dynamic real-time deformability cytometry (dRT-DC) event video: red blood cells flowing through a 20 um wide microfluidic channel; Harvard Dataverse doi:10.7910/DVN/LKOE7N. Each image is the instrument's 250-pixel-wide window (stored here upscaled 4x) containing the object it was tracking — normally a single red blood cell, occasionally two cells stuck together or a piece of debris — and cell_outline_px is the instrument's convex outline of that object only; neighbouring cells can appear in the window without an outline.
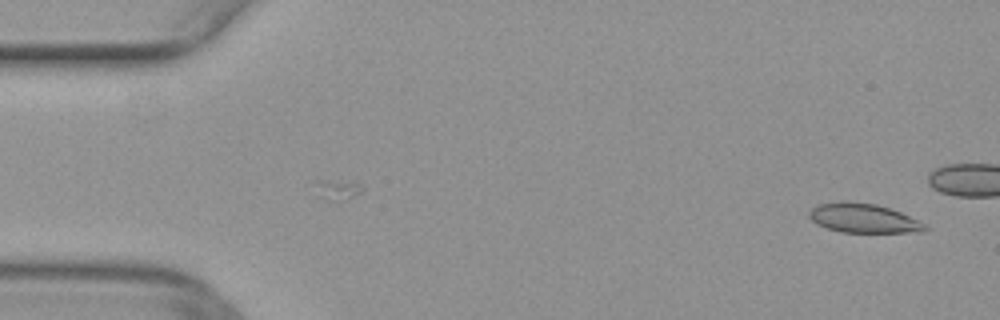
{"species": "common noctule bat (a hibernating species)", "species_latin": "Nyctalus noctula", "temperature_condition": "warm", "stored_images_in_passage": 40, "camera_frame_rate_fps": 3000, "um_per_image_px": 0.085, "animal": {"sex": "female", "body_mass_g": 29.2, "forearm_length_mm": 56.3}, "frame": {"image": 1, "passage_image": 2, "time_ms": 0.333, "image_size_px": [1000, 320], "cell_outline_px": [[928, 228], [920, 232], [840, 232], [816, 224], [808, 216], [808, 212], [816, 204], [840, 200], [848, 200], [876, 204], [900, 212], [924, 224]], "centroid_in_image_um": [73.3, 18.52], "position_along_channel_um": 11.7, "area_um2": 19.77}}
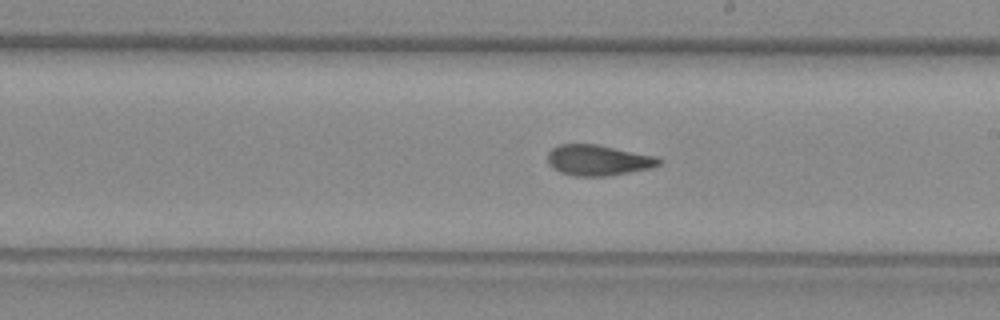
{"frame": {"image": 2, "passage_image": 28, "time_ms": 9.0, "image_size_px": [1000, 320], "cell_outline_px": [[664, 160], [660, 164], [652, 168], [604, 176], [576, 176], [560, 172], [552, 168], [548, 164], [548, 152], [552, 148], [560, 144], [596, 144], [656, 156]], "centroid_in_image_um": [50.84, 13.61], "position_along_channel_um": 238.2, "area_um2": 19.88}}
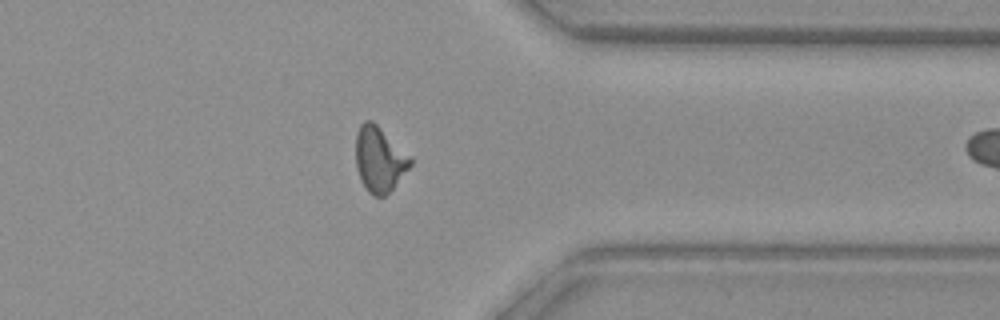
{"frame": {"image": 3, "passage_image": 39, "time_ms": 12.667, "image_size_px": [1000, 320], "cell_outline_px": [[412, 164], [392, 188], [384, 196], [376, 196], [368, 192], [360, 180], [356, 168], [356, 132], [360, 124], [364, 120], [372, 120], [412, 160]], "centroid_in_image_um": [32.19, 13.54], "position_along_channel_um": 379.2, "area_um2": 20.23}}